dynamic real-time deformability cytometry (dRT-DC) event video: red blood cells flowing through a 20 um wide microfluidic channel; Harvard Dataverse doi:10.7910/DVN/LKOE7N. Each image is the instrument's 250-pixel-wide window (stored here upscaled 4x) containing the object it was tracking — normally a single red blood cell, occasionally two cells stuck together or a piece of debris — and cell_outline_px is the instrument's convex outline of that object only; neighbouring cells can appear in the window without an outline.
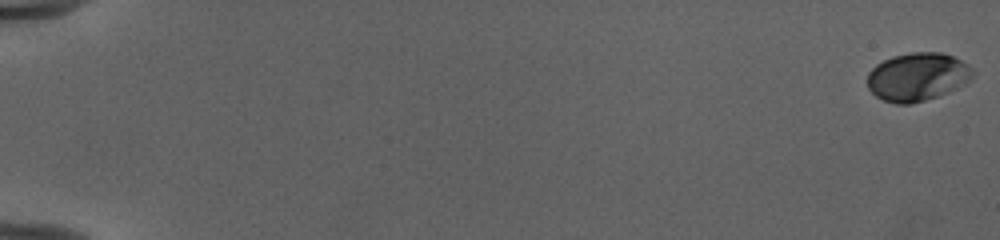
{"species": "human", "species_latin": "Homo sapiens", "temperature_condition": "cold", "stored_images_in_passage": 54, "camera_frame_rate_fps": 3000, "um_per_image_px": 0.085, "donor": {"sex": "female"}, "frame": {"image": 1, "passage_image": 1, "time_ms": 0.0, "image_size_px": [1000, 240], "cell_outline_px": [[976, 72], [964, 84], [948, 92], [912, 104], [896, 104], [884, 100], [876, 96], [868, 88], [868, 72], [876, 64], [892, 56], [912, 52], [940, 52], [952, 56], [968, 64]], "centroid_in_image_um": [77.97, 6.52], "position_along_channel_um": 7.0, "area_um2": 29.54}}
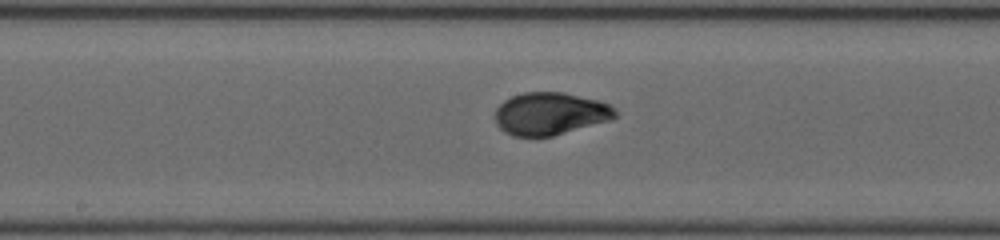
{"frame": {"image": 2, "passage_image": 31, "time_ms": 10.0, "image_size_px": [1000, 240], "cell_outline_px": [[616, 116], [612, 120], [552, 136], [512, 136], [504, 132], [496, 124], [496, 108], [504, 100], [512, 96], [524, 92], [564, 92], [600, 100], [616, 108]], "centroid_in_image_um": [46.79, 9.66], "position_along_channel_um": 201.4, "area_um2": 29.94}}
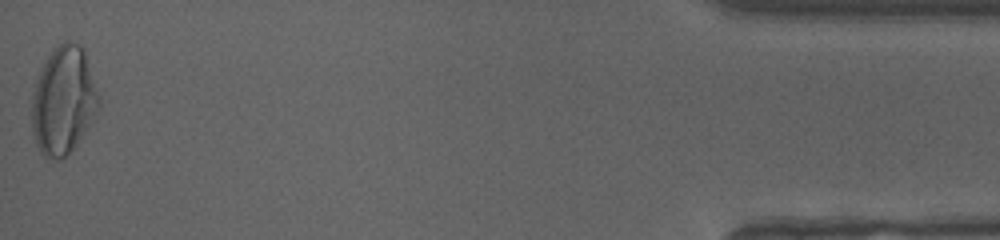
{"frame": {"image": 3, "passage_image": 54, "time_ms": 17.667, "image_size_px": [1000, 240], "cell_outline_px": [[100, 104], [84, 132], [76, 144], [64, 156], [56, 160], [44, 156], [40, 152], [36, 144], [32, 132], [32, 84], [52, 48], [64, 40], [68, 40], [80, 44], [84, 48], [100, 96]], "centroid_in_image_um": [5.37, 8.48], "position_along_channel_um": 429.8, "area_um2": 42.37}, "authors_computed_cell_mechanics": {"area_um2": 29.7959, "velocity_mm_per_s": 3.9938, "shape_relaxation_time_tau1_ms": 4.8676, "shape_relaxation_time_tau2_ms": null, "deformation_change_tau1": 0.187, "deformation_change_tau2": null}}